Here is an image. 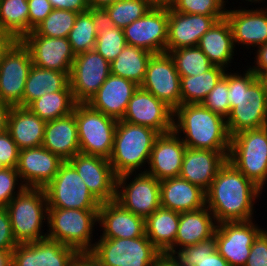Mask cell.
Masks as SVG:
<instances>
[{"mask_svg": "<svg viewBox=\"0 0 267 266\" xmlns=\"http://www.w3.org/2000/svg\"><path fill=\"white\" fill-rule=\"evenodd\" d=\"M261 192L259 187L227 160L205 192L206 206L217 224L249 221L253 219L254 200L259 199Z\"/></svg>", "mask_w": 267, "mask_h": 266, "instance_id": "6da1fadb", "label": "cell"}, {"mask_svg": "<svg viewBox=\"0 0 267 266\" xmlns=\"http://www.w3.org/2000/svg\"><path fill=\"white\" fill-rule=\"evenodd\" d=\"M230 114L226 118L230 137L239 132L267 126V93L248 67L243 75L225 72Z\"/></svg>", "mask_w": 267, "mask_h": 266, "instance_id": "7a4b0ae2", "label": "cell"}, {"mask_svg": "<svg viewBox=\"0 0 267 266\" xmlns=\"http://www.w3.org/2000/svg\"><path fill=\"white\" fill-rule=\"evenodd\" d=\"M173 118V130L177 134L183 132L181 140L188 148L230 151L231 137L222 115L197 103L181 104Z\"/></svg>", "mask_w": 267, "mask_h": 266, "instance_id": "3957f363", "label": "cell"}, {"mask_svg": "<svg viewBox=\"0 0 267 266\" xmlns=\"http://www.w3.org/2000/svg\"><path fill=\"white\" fill-rule=\"evenodd\" d=\"M159 132L152 128L118 120L114 134L113 149L108 159L118 177L134 173L148 164L152 147Z\"/></svg>", "mask_w": 267, "mask_h": 266, "instance_id": "277c9868", "label": "cell"}, {"mask_svg": "<svg viewBox=\"0 0 267 266\" xmlns=\"http://www.w3.org/2000/svg\"><path fill=\"white\" fill-rule=\"evenodd\" d=\"M6 209L18 243L47 238V234L42 232V225L48 219V203L44 188L25 187L11 200Z\"/></svg>", "mask_w": 267, "mask_h": 266, "instance_id": "5b68a950", "label": "cell"}, {"mask_svg": "<svg viewBox=\"0 0 267 266\" xmlns=\"http://www.w3.org/2000/svg\"><path fill=\"white\" fill-rule=\"evenodd\" d=\"M96 222L98 210L48 208L47 238L88 254L94 247L91 239Z\"/></svg>", "mask_w": 267, "mask_h": 266, "instance_id": "8992f818", "label": "cell"}, {"mask_svg": "<svg viewBox=\"0 0 267 266\" xmlns=\"http://www.w3.org/2000/svg\"><path fill=\"white\" fill-rule=\"evenodd\" d=\"M228 161L263 190L267 184V126L232 136Z\"/></svg>", "mask_w": 267, "mask_h": 266, "instance_id": "52a82bcc", "label": "cell"}, {"mask_svg": "<svg viewBox=\"0 0 267 266\" xmlns=\"http://www.w3.org/2000/svg\"><path fill=\"white\" fill-rule=\"evenodd\" d=\"M98 240L88 255L101 266H153L162 254L146 235Z\"/></svg>", "mask_w": 267, "mask_h": 266, "instance_id": "ba28073f", "label": "cell"}, {"mask_svg": "<svg viewBox=\"0 0 267 266\" xmlns=\"http://www.w3.org/2000/svg\"><path fill=\"white\" fill-rule=\"evenodd\" d=\"M80 153L109 159L113 149L117 120L93 109L88 103H76Z\"/></svg>", "mask_w": 267, "mask_h": 266, "instance_id": "9c48e42d", "label": "cell"}, {"mask_svg": "<svg viewBox=\"0 0 267 266\" xmlns=\"http://www.w3.org/2000/svg\"><path fill=\"white\" fill-rule=\"evenodd\" d=\"M82 180L74 166L63 161L54 179L44 188L48 208L99 210L101 203Z\"/></svg>", "mask_w": 267, "mask_h": 266, "instance_id": "30bf717a", "label": "cell"}, {"mask_svg": "<svg viewBox=\"0 0 267 266\" xmlns=\"http://www.w3.org/2000/svg\"><path fill=\"white\" fill-rule=\"evenodd\" d=\"M29 50L20 40H11L0 52V100L23 107V92L32 67Z\"/></svg>", "mask_w": 267, "mask_h": 266, "instance_id": "8fae6325", "label": "cell"}, {"mask_svg": "<svg viewBox=\"0 0 267 266\" xmlns=\"http://www.w3.org/2000/svg\"><path fill=\"white\" fill-rule=\"evenodd\" d=\"M132 175L134 174L127 173L117 177L115 201L135 215L146 219L161 207L160 181L140 171L127 183Z\"/></svg>", "mask_w": 267, "mask_h": 266, "instance_id": "7c38bea8", "label": "cell"}, {"mask_svg": "<svg viewBox=\"0 0 267 266\" xmlns=\"http://www.w3.org/2000/svg\"><path fill=\"white\" fill-rule=\"evenodd\" d=\"M110 74V63L95 49L77 54L69 74L75 102L88 103Z\"/></svg>", "mask_w": 267, "mask_h": 266, "instance_id": "4fadbf2b", "label": "cell"}, {"mask_svg": "<svg viewBox=\"0 0 267 266\" xmlns=\"http://www.w3.org/2000/svg\"><path fill=\"white\" fill-rule=\"evenodd\" d=\"M181 77L169 53L152 54L139 86L175 110L181 105Z\"/></svg>", "mask_w": 267, "mask_h": 266, "instance_id": "5bb4252c", "label": "cell"}, {"mask_svg": "<svg viewBox=\"0 0 267 266\" xmlns=\"http://www.w3.org/2000/svg\"><path fill=\"white\" fill-rule=\"evenodd\" d=\"M254 224L252 220L217 224L214 233L216 249L230 266L246 265L253 242L263 231Z\"/></svg>", "mask_w": 267, "mask_h": 266, "instance_id": "9a60e30c", "label": "cell"}, {"mask_svg": "<svg viewBox=\"0 0 267 266\" xmlns=\"http://www.w3.org/2000/svg\"><path fill=\"white\" fill-rule=\"evenodd\" d=\"M81 254L57 241L19 243L12 251L11 266H75Z\"/></svg>", "mask_w": 267, "mask_h": 266, "instance_id": "2e32d148", "label": "cell"}, {"mask_svg": "<svg viewBox=\"0 0 267 266\" xmlns=\"http://www.w3.org/2000/svg\"><path fill=\"white\" fill-rule=\"evenodd\" d=\"M123 31L127 45L142 48L152 54L163 53L168 39V9L151 8Z\"/></svg>", "mask_w": 267, "mask_h": 266, "instance_id": "e0dca14e", "label": "cell"}, {"mask_svg": "<svg viewBox=\"0 0 267 266\" xmlns=\"http://www.w3.org/2000/svg\"><path fill=\"white\" fill-rule=\"evenodd\" d=\"M174 110L153 94L138 87L128 103L122 121L146 126L160 134L173 130Z\"/></svg>", "mask_w": 267, "mask_h": 266, "instance_id": "ac0fdd59", "label": "cell"}, {"mask_svg": "<svg viewBox=\"0 0 267 266\" xmlns=\"http://www.w3.org/2000/svg\"><path fill=\"white\" fill-rule=\"evenodd\" d=\"M20 41L29 50L33 65L70 73L76 55L67 38L44 37L32 30Z\"/></svg>", "mask_w": 267, "mask_h": 266, "instance_id": "d6986e66", "label": "cell"}, {"mask_svg": "<svg viewBox=\"0 0 267 266\" xmlns=\"http://www.w3.org/2000/svg\"><path fill=\"white\" fill-rule=\"evenodd\" d=\"M69 162L100 203L115 200L117 176L108 159L78 153Z\"/></svg>", "mask_w": 267, "mask_h": 266, "instance_id": "ffe728a7", "label": "cell"}, {"mask_svg": "<svg viewBox=\"0 0 267 266\" xmlns=\"http://www.w3.org/2000/svg\"><path fill=\"white\" fill-rule=\"evenodd\" d=\"M62 162L57 155L39 146L20 150L16 169L25 187L45 188Z\"/></svg>", "mask_w": 267, "mask_h": 266, "instance_id": "44dd1931", "label": "cell"}, {"mask_svg": "<svg viewBox=\"0 0 267 266\" xmlns=\"http://www.w3.org/2000/svg\"><path fill=\"white\" fill-rule=\"evenodd\" d=\"M225 16L186 14L168 9V39L166 53L183 47H194L218 20Z\"/></svg>", "mask_w": 267, "mask_h": 266, "instance_id": "7402d4cb", "label": "cell"}, {"mask_svg": "<svg viewBox=\"0 0 267 266\" xmlns=\"http://www.w3.org/2000/svg\"><path fill=\"white\" fill-rule=\"evenodd\" d=\"M187 146L181 140V136L174 130L160 134L152 147L147 173L161 181L167 178L179 177L183 156Z\"/></svg>", "mask_w": 267, "mask_h": 266, "instance_id": "603a6c76", "label": "cell"}, {"mask_svg": "<svg viewBox=\"0 0 267 266\" xmlns=\"http://www.w3.org/2000/svg\"><path fill=\"white\" fill-rule=\"evenodd\" d=\"M229 152L187 147L179 177L199 186L206 192L220 168L227 162Z\"/></svg>", "mask_w": 267, "mask_h": 266, "instance_id": "cb8c5ba5", "label": "cell"}, {"mask_svg": "<svg viewBox=\"0 0 267 266\" xmlns=\"http://www.w3.org/2000/svg\"><path fill=\"white\" fill-rule=\"evenodd\" d=\"M138 87L139 85L131 80L110 74L88 104L117 121L122 120Z\"/></svg>", "mask_w": 267, "mask_h": 266, "instance_id": "d4e9b609", "label": "cell"}, {"mask_svg": "<svg viewBox=\"0 0 267 266\" xmlns=\"http://www.w3.org/2000/svg\"><path fill=\"white\" fill-rule=\"evenodd\" d=\"M98 223L103 228L100 238H135L145 235V219L122 207L117 201L101 203Z\"/></svg>", "mask_w": 267, "mask_h": 266, "instance_id": "484cf974", "label": "cell"}, {"mask_svg": "<svg viewBox=\"0 0 267 266\" xmlns=\"http://www.w3.org/2000/svg\"><path fill=\"white\" fill-rule=\"evenodd\" d=\"M264 9H226L225 17L232 29L234 46L241 44L251 48L267 43V8Z\"/></svg>", "mask_w": 267, "mask_h": 266, "instance_id": "4316f807", "label": "cell"}, {"mask_svg": "<svg viewBox=\"0 0 267 266\" xmlns=\"http://www.w3.org/2000/svg\"><path fill=\"white\" fill-rule=\"evenodd\" d=\"M160 199L161 207L180 213L206 206L205 191L180 177L160 181Z\"/></svg>", "mask_w": 267, "mask_h": 266, "instance_id": "83f0119b", "label": "cell"}, {"mask_svg": "<svg viewBox=\"0 0 267 266\" xmlns=\"http://www.w3.org/2000/svg\"><path fill=\"white\" fill-rule=\"evenodd\" d=\"M42 146L63 161L80 153L75 114L46 121Z\"/></svg>", "mask_w": 267, "mask_h": 266, "instance_id": "f1b7e54d", "label": "cell"}, {"mask_svg": "<svg viewBox=\"0 0 267 266\" xmlns=\"http://www.w3.org/2000/svg\"><path fill=\"white\" fill-rule=\"evenodd\" d=\"M46 121L27 107H11L7 118V131L19 150L42 146Z\"/></svg>", "mask_w": 267, "mask_h": 266, "instance_id": "f546056e", "label": "cell"}, {"mask_svg": "<svg viewBox=\"0 0 267 266\" xmlns=\"http://www.w3.org/2000/svg\"><path fill=\"white\" fill-rule=\"evenodd\" d=\"M214 66L229 67L234 56L233 33L225 18L216 21L200 38L197 45Z\"/></svg>", "mask_w": 267, "mask_h": 266, "instance_id": "4dcf8cb0", "label": "cell"}, {"mask_svg": "<svg viewBox=\"0 0 267 266\" xmlns=\"http://www.w3.org/2000/svg\"><path fill=\"white\" fill-rule=\"evenodd\" d=\"M215 224L217 222L207 206L195 211L181 212L175 250L211 239L217 227Z\"/></svg>", "mask_w": 267, "mask_h": 266, "instance_id": "1f68e13d", "label": "cell"}, {"mask_svg": "<svg viewBox=\"0 0 267 266\" xmlns=\"http://www.w3.org/2000/svg\"><path fill=\"white\" fill-rule=\"evenodd\" d=\"M180 212L158 208L145 219V235L162 253L175 250V239L179 227Z\"/></svg>", "mask_w": 267, "mask_h": 266, "instance_id": "d6a6232c", "label": "cell"}, {"mask_svg": "<svg viewBox=\"0 0 267 266\" xmlns=\"http://www.w3.org/2000/svg\"><path fill=\"white\" fill-rule=\"evenodd\" d=\"M69 74L32 65L23 92V107L46 93L62 91L69 85Z\"/></svg>", "mask_w": 267, "mask_h": 266, "instance_id": "836d02e7", "label": "cell"}, {"mask_svg": "<svg viewBox=\"0 0 267 266\" xmlns=\"http://www.w3.org/2000/svg\"><path fill=\"white\" fill-rule=\"evenodd\" d=\"M152 53L139 47L126 45L110 63V73L141 85Z\"/></svg>", "mask_w": 267, "mask_h": 266, "instance_id": "e575fe53", "label": "cell"}, {"mask_svg": "<svg viewBox=\"0 0 267 266\" xmlns=\"http://www.w3.org/2000/svg\"><path fill=\"white\" fill-rule=\"evenodd\" d=\"M27 0H0V31L10 40H21L29 33Z\"/></svg>", "mask_w": 267, "mask_h": 266, "instance_id": "d590c367", "label": "cell"}, {"mask_svg": "<svg viewBox=\"0 0 267 266\" xmlns=\"http://www.w3.org/2000/svg\"><path fill=\"white\" fill-rule=\"evenodd\" d=\"M181 266H230L216 249L215 237L169 254Z\"/></svg>", "mask_w": 267, "mask_h": 266, "instance_id": "8d00e7d4", "label": "cell"}, {"mask_svg": "<svg viewBox=\"0 0 267 266\" xmlns=\"http://www.w3.org/2000/svg\"><path fill=\"white\" fill-rule=\"evenodd\" d=\"M76 102L70 85L62 91L46 93L32 101L27 108L45 121L55 120L71 114Z\"/></svg>", "mask_w": 267, "mask_h": 266, "instance_id": "74e56055", "label": "cell"}, {"mask_svg": "<svg viewBox=\"0 0 267 266\" xmlns=\"http://www.w3.org/2000/svg\"><path fill=\"white\" fill-rule=\"evenodd\" d=\"M226 69L213 66L207 72L195 76H180L181 104L202 103L217 82L223 77Z\"/></svg>", "mask_w": 267, "mask_h": 266, "instance_id": "f35d334b", "label": "cell"}, {"mask_svg": "<svg viewBox=\"0 0 267 266\" xmlns=\"http://www.w3.org/2000/svg\"><path fill=\"white\" fill-rule=\"evenodd\" d=\"M169 54L180 76L200 75L214 66L198 46L178 48Z\"/></svg>", "mask_w": 267, "mask_h": 266, "instance_id": "ab89813d", "label": "cell"}, {"mask_svg": "<svg viewBox=\"0 0 267 266\" xmlns=\"http://www.w3.org/2000/svg\"><path fill=\"white\" fill-rule=\"evenodd\" d=\"M98 32L88 10L78 13L74 26L68 34V41L75 55L95 48Z\"/></svg>", "mask_w": 267, "mask_h": 266, "instance_id": "60d3db41", "label": "cell"}, {"mask_svg": "<svg viewBox=\"0 0 267 266\" xmlns=\"http://www.w3.org/2000/svg\"><path fill=\"white\" fill-rule=\"evenodd\" d=\"M104 8L115 27L124 29L144 16L152 7L146 0H118Z\"/></svg>", "mask_w": 267, "mask_h": 266, "instance_id": "b9f144b4", "label": "cell"}, {"mask_svg": "<svg viewBox=\"0 0 267 266\" xmlns=\"http://www.w3.org/2000/svg\"><path fill=\"white\" fill-rule=\"evenodd\" d=\"M77 15L75 11L53 9L34 31L44 37L67 38Z\"/></svg>", "mask_w": 267, "mask_h": 266, "instance_id": "7bdbcfd3", "label": "cell"}, {"mask_svg": "<svg viewBox=\"0 0 267 266\" xmlns=\"http://www.w3.org/2000/svg\"><path fill=\"white\" fill-rule=\"evenodd\" d=\"M127 45L122 28L113 27L98 32L95 50L109 63L121 53Z\"/></svg>", "mask_w": 267, "mask_h": 266, "instance_id": "ee69618b", "label": "cell"}, {"mask_svg": "<svg viewBox=\"0 0 267 266\" xmlns=\"http://www.w3.org/2000/svg\"><path fill=\"white\" fill-rule=\"evenodd\" d=\"M225 5L224 0H176L172 9L186 14L225 16Z\"/></svg>", "mask_w": 267, "mask_h": 266, "instance_id": "f6af8a7d", "label": "cell"}, {"mask_svg": "<svg viewBox=\"0 0 267 266\" xmlns=\"http://www.w3.org/2000/svg\"><path fill=\"white\" fill-rule=\"evenodd\" d=\"M201 104L212 112L227 118L230 114L228 82L222 77Z\"/></svg>", "mask_w": 267, "mask_h": 266, "instance_id": "bcb514c9", "label": "cell"}, {"mask_svg": "<svg viewBox=\"0 0 267 266\" xmlns=\"http://www.w3.org/2000/svg\"><path fill=\"white\" fill-rule=\"evenodd\" d=\"M19 180L21 182L16 168L5 167L0 170V208H6L11 200L25 188ZM17 185L18 190L15 191Z\"/></svg>", "mask_w": 267, "mask_h": 266, "instance_id": "7dc6e473", "label": "cell"}, {"mask_svg": "<svg viewBox=\"0 0 267 266\" xmlns=\"http://www.w3.org/2000/svg\"><path fill=\"white\" fill-rule=\"evenodd\" d=\"M19 151L7 130L0 134V160L6 167H17Z\"/></svg>", "mask_w": 267, "mask_h": 266, "instance_id": "c3c4849f", "label": "cell"}, {"mask_svg": "<svg viewBox=\"0 0 267 266\" xmlns=\"http://www.w3.org/2000/svg\"><path fill=\"white\" fill-rule=\"evenodd\" d=\"M245 266H267V230L254 240Z\"/></svg>", "mask_w": 267, "mask_h": 266, "instance_id": "681fc988", "label": "cell"}, {"mask_svg": "<svg viewBox=\"0 0 267 266\" xmlns=\"http://www.w3.org/2000/svg\"><path fill=\"white\" fill-rule=\"evenodd\" d=\"M29 6V33L53 10L49 0H27Z\"/></svg>", "mask_w": 267, "mask_h": 266, "instance_id": "f907efd6", "label": "cell"}, {"mask_svg": "<svg viewBox=\"0 0 267 266\" xmlns=\"http://www.w3.org/2000/svg\"><path fill=\"white\" fill-rule=\"evenodd\" d=\"M19 243L16 241L6 208H0V250L13 251Z\"/></svg>", "mask_w": 267, "mask_h": 266, "instance_id": "816d5d0a", "label": "cell"}, {"mask_svg": "<svg viewBox=\"0 0 267 266\" xmlns=\"http://www.w3.org/2000/svg\"><path fill=\"white\" fill-rule=\"evenodd\" d=\"M88 10L92 13V20L97 32L115 27L105 8L89 7Z\"/></svg>", "mask_w": 267, "mask_h": 266, "instance_id": "f5cc1de1", "label": "cell"}, {"mask_svg": "<svg viewBox=\"0 0 267 266\" xmlns=\"http://www.w3.org/2000/svg\"><path fill=\"white\" fill-rule=\"evenodd\" d=\"M53 9H65L83 13L88 11L87 0H49Z\"/></svg>", "mask_w": 267, "mask_h": 266, "instance_id": "db71d44e", "label": "cell"}, {"mask_svg": "<svg viewBox=\"0 0 267 266\" xmlns=\"http://www.w3.org/2000/svg\"><path fill=\"white\" fill-rule=\"evenodd\" d=\"M255 58L254 63L256 62V65L250 66V69L258 75L262 70L267 69V43L257 47Z\"/></svg>", "mask_w": 267, "mask_h": 266, "instance_id": "11a10c76", "label": "cell"}, {"mask_svg": "<svg viewBox=\"0 0 267 266\" xmlns=\"http://www.w3.org/2000/svg\"><path fill=\"white\" fill-rule=\"evenodd\" d=\"M11 106L0 100V134L7 130V118Z\"/></svg>", "mask_w": 267, "mask_h": 266, "instance_id": "9f6ffc18", "label": "cell"}, {"mask_svg": "<svg viewBox=\"0 0 267 266\" xmlns=\"http://www.w3.org/2000/svg\"><path fill=\"white\" fill-rule=\"evenodd\" d=\"M153 266H181V265H179L170 255L161 254L156 259Z\"/></svg>", "mask_w": 267, "mask_h": 266, "instance_id": "6f0895ef", "label": "cell"}, {"mask_svg": "<svg viewBox=\"0 0 267 266\" xmlns=\"http://www.w3.org/2000/svg\"><path fill=\"white\" fill-rule=\"evenodd\" d=\"M152 8H167L173 7L176 0H146Z\"/></svg>", "mask_w": 267, "mask_h": 266, "instance_id": "680465c9", "label": "cell"}, {"mask_svg": "<svg viewBox=\"0 0 267 266\" xmlns=\"http://www.w3.org/2000/svg\"><path fill=\"white\" fill-rule=\"evenodd\" d=\"M75 266H101L93 260L88 254H81L76 261Z\"/></svg>", "mask_w": 267, "mask_h": 266, "instance_id": "91938a15", "label": "cell"}, {"mask_svg": "<svg viewBox=\"0 0 267 266\" xmlns=\"http://www.w3.org/2000/svg\"><path fill=\"white\" fill-rule=\"evenodd\" d=\"M12 251L0 250V266H11Z\"/></svg>", "mask_w": 267, "mask_h": 266, "instance_id": "94428289", "label": "cell"}, {"mask_svg": "<svg viewBox=\"0 0 267 266\" xmlns=\"http://www.w3.org/2000/svg\"><path fill=\"white\" fill-rule=\"evenodd\" d=\"M118 0H87L89 7H106Z\"/></svg>", "mask_w": 267, "mask_h": 266, "instance_id": "6125c7cd", "label": "cell"}, {"mask_svg": "<svg viewBox=\"0 0 267 266\" xmlns=\"http://www.w3.org/2000/svg\"><path fill=\"white\" fill-rule=\"evenodd\" d=\"M258 80L262 83L264 90L267 93V69L262 70L258 75H257Z\"/></svg>", "mask_w": 267, "mask_h": 266, "instance_id": "be15d7a7", "label": "cell"}, {"mask_svg": "<svg viewBox=\"0 0 267 266\" xmlns=\"http://www.w3.org/2000/svg\"><path fill=\"white\" fill-rule=\"evenodd\" d=\"M11 40L0 31V52L8 45Z\"/></svg>", "mask_w": 267, "mask_h": 266, "instance_id": "e7e4bbea", "label": "cell"}, {"mask_svg": "<svg viewBox=\"0 0 267 266\" xmlns=\"http://www.w3.org/2000/svg\"><path fill=\"white\" fill-rule=\"evenodd\" d=\"M248 2H251V3H259V2H262L263 0H246ZM265 1V0H264Z\"/></svg>", "mask_w": 267, "mask_h": 266, "instance_id": "03108f58", "label": "cell"}, {"mask_svg": "<svg viewBox=\"0 0 267 266\" xmlns=\"http://www.w3.org/2000/svg\"><path fill=\"white\" fill-rule=\"evenodd\" d=\"M6 166L0 160V170L4 169Z\"/></svg>", "mask_w": 267, "mask_h": 266, "instance_id": "003e7915", "label": "cell"}]
</instances>
